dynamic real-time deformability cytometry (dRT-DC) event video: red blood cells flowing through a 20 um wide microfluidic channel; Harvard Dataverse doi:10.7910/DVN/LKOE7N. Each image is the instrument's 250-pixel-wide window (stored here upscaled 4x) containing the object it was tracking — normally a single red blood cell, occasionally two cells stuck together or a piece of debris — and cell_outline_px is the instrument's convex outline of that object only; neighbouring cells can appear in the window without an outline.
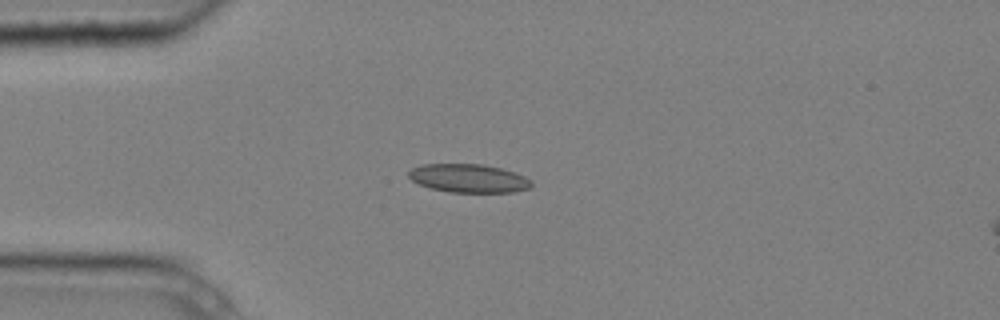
{"species": "common noctule bat (a hibernating species)", "species_latin": "Nyctalus noctula", "temperature_condition": "cold", "stored_images_in_passage": 5, "camera_frame_rate_fps": 3000, "um_per_image_px": 0.085, "animal": {"sex": "male", "body_mass_g": 20.4}, "frame": {"image": 1, "passage_image": 3, "time_ms": 0.667, "image_size_px": [1000, 320], "cell_outline_px": [[532, 188], [512, 192], [448, 192], [428, 188], [412, 180], [408, 176], [408, 172], [412, 168], [420, 164], [484, 164], [500, 168], [524, 176], [532, 180]], "centroid_in_image_um": [39.82, 15.16], "position_along_channel_um": 45.2, "area_um2": 20.46}}
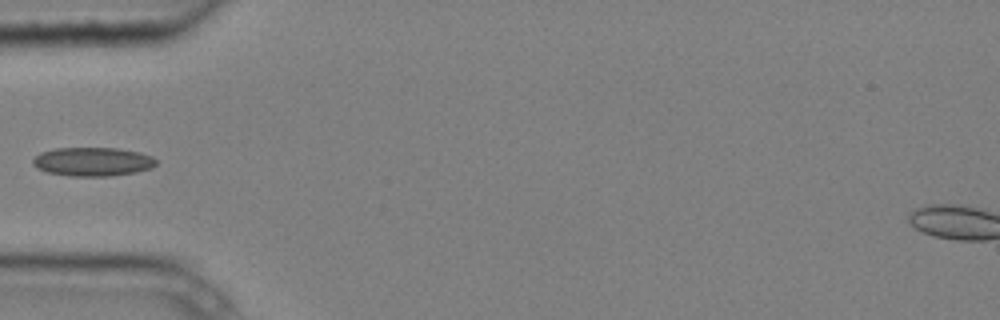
{"frame": {"image": 2, "passage_image": 4, "time_ms": 1.0, "image_size_px": [1000, 320], "cell_outline_px": [[156, 164], [152, 168], [136, 172], [108, 176], [68, 176], [48, 172], [36, 168], [32, 164], [32, 160], [40, 152], [56, 148], [116, 148], [140, 152], [152, 156], [156, 160]], "centroid_in_image_um": [7.87, 13.74], "position_along_channel_um": 77.1, "area_um2": 20.75}}
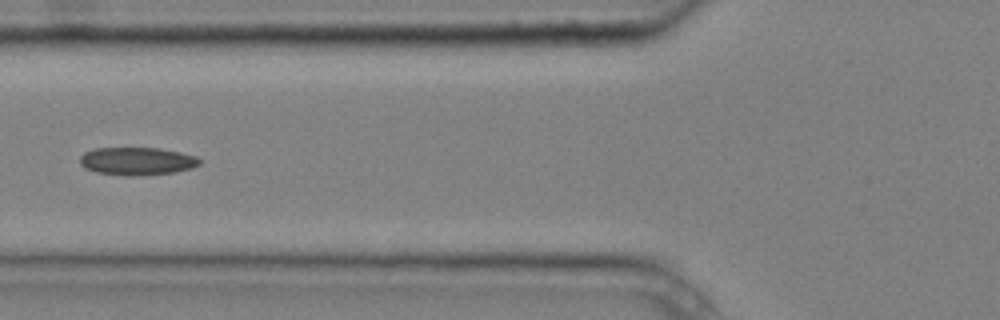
{"frame": {"image": 3, "passage_image": 5, "time_ms": 1.333, "image_size_px": [1000, 320], "cell_outline_px": [[200, 164], [192, 168], [176, 172], [132, 176], [128, 176], [96, 172], [84, 168], [80, 164], [80, 156], [84, 152], [96, 148], [156, 148], [180, 152], [196, 156], [200, 160]], "centroid_in_image_um": [11.63, 13.7], "position_along_channel_um": 114.2, "area_um2": 19.42}}